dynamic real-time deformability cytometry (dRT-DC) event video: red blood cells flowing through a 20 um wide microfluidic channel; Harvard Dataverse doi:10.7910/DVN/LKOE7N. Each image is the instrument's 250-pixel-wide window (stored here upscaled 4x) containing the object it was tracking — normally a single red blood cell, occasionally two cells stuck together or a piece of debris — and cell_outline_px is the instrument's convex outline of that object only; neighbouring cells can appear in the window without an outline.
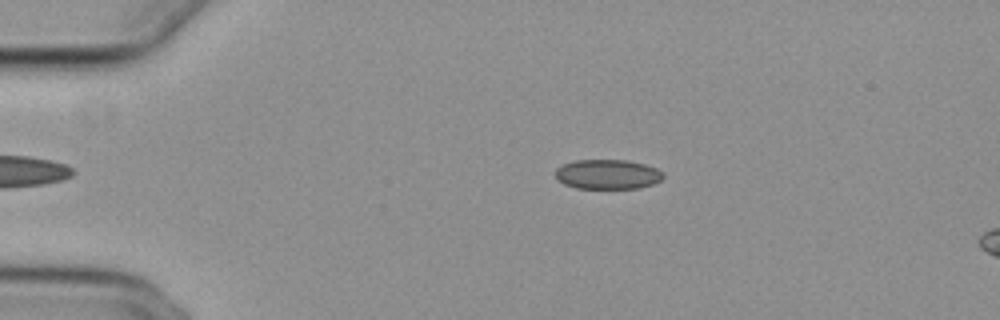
{"species": "common noctule bat (a hibernating species)", "species_latin": "Nyctalus noctula", "temperature_condition": "cold", "stored_images_in_passage": 39, "camera_frame_rate_fps": 3000, "um_per_image_px": 0.085, "animal": {"sex": "female", "body_mass_g": 29.2, "forearm_length_mm": 56.3}, "frame": {"image": 1, "passage_image": 2, "time_ms": 0.333, "image_size_px": [1000, 320], "cell_outline_px": [[664, 176], [660, 180], [652, 184], [636, 188], [576, 188], [564, 184], [556, 180], [556, 168], [564, 164], [576, 160], [628, 160], [644, 164], [656, 168], [664, 172]], "centroid_in_image_um": [51.64, 14.81], "position_along_channel_um": 33.4, "area_um2": 18.61}}
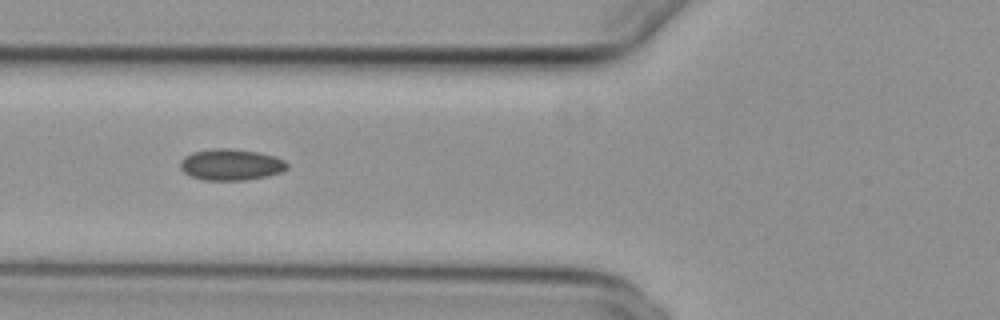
{"frame": {"image": 2, "passage_image": 12, "time_ms": 3.667, "image_size_px": [1000, 320], "cell_outline_px": [[288, 168], [284, 172], [268, 176], [248, 180], [204, 180], [192, 176], [184, 172], [180, 168], [180, 160], [184, 156], [192, 152], [212, 148], [228, 148], [260, 152], [284, 160], [288, 164]], "centroid_in_image_um": [19.64, 13.99], "position_along_channel_um": 106.2, "area_um2": 19.71}}
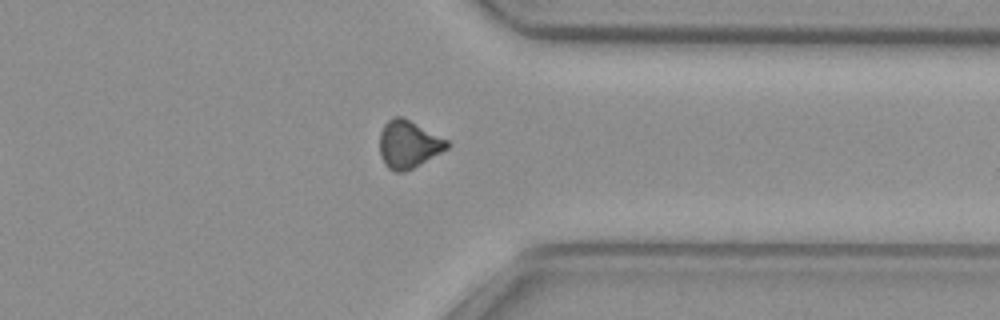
{"frame": {"image": 3, "passage_image": 34, "time_ms": 11.0, "image_size_px": [1000, 320], "cell_outline_px": [[452, 144], [448, 148], [420, 164], [404, 172], [396, 172], [388, 168], [384, 164], [380, 156], [380, 132], [384, 124], [392, 116], [400, 116], [448, 140]], "centroid_in_image_um": [34.7, 12.27], "position_along_channel_um": 376.7, "area_um2": 18.55}}